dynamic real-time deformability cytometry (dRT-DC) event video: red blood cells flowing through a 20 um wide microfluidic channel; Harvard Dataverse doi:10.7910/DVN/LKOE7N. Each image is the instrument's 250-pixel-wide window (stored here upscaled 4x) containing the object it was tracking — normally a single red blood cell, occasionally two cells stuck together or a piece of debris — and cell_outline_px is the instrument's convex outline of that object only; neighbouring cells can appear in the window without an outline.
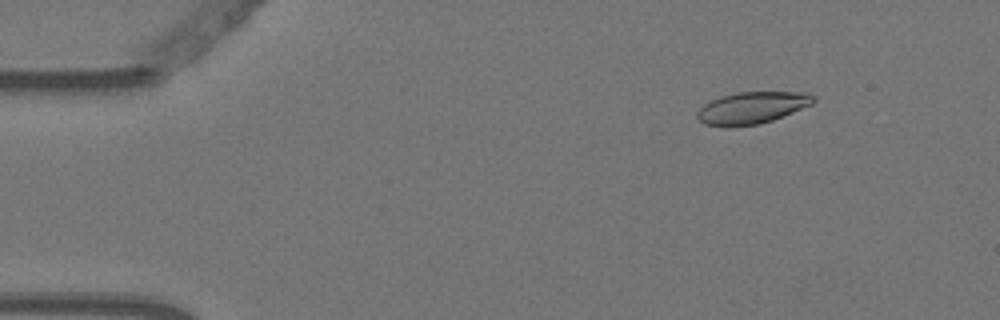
{"species": "Egyptian fruit bat (a non-hibernating species)", "species_latin": "Rousettus aegyptiacus", "temperature_condition": "warm", "stored_images_in_passage": 6, "camera_frame_rate_fps": 3000, "um_per_image_px": 0.085, "animal": {"sex": "female"}, "frame": {"image": 1, "passage_image": 2, "time_ms": 0.333, "image_size_px": [1000, 320], "cell_outline_px": [[816, 100], [812, 104], [772, 120], [760, 124], [724, 128], [704, 124], [696, 116], [696, 112], [704, 104], [720, 96], [736, 92], [808, 92], [816, 96]], "centroid_in_image_um": [63.9, 9.17], "position_along_channel_um": 21.1, "area_um2": 21.85}}
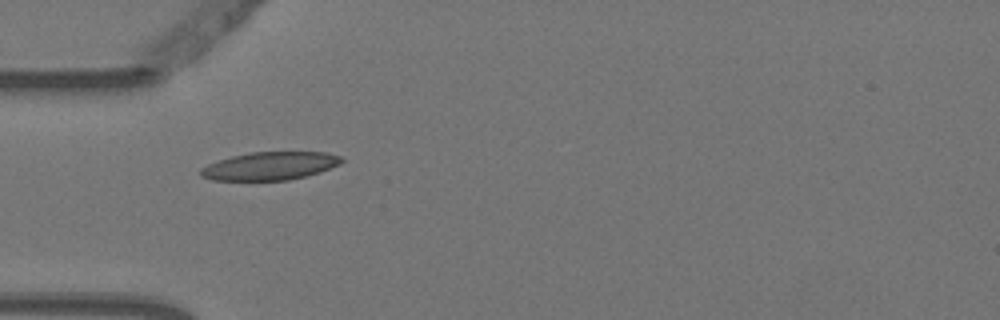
{"frame": {"image": 2, "passage_image": 5, "time_ms": 1.333, "image_size_px": [1000, 320], "cell_outline_px": [[344, 160], [340, 164], [320, 172], [288, 180], [212, 180], [200, 176], [200, 168], [208, 164], [232, 156], [248, 152], [324, 152], [340, 156]], "centroid_in_image_um": [22.93, 14.1], "position_along_channel_um": 62.1, "area_um2": 22.95}}
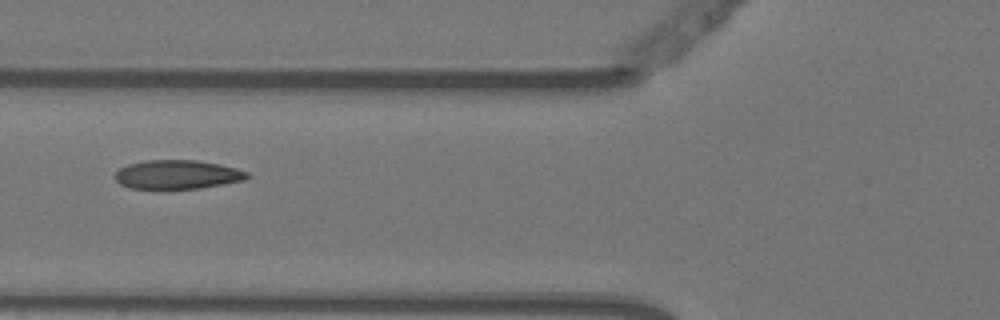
{"frame": {"image": 3, "passage_image": 6, "time_ms": 1.667, "image_size_px": [1000, 320], "cell_outline_px": [[248, 176], [244, 180], [200, 188], [128, 188], [120, 184], [116, 180], [116, 172], [120, 168], [128, 164], [144, 160], [196, 160], [220, 164], [236, 168], [248, 172]], "centroid_in_image_um": [15.06, 14.82], "position_along_channel_um": 110.7, "area_um2": 22.08}}